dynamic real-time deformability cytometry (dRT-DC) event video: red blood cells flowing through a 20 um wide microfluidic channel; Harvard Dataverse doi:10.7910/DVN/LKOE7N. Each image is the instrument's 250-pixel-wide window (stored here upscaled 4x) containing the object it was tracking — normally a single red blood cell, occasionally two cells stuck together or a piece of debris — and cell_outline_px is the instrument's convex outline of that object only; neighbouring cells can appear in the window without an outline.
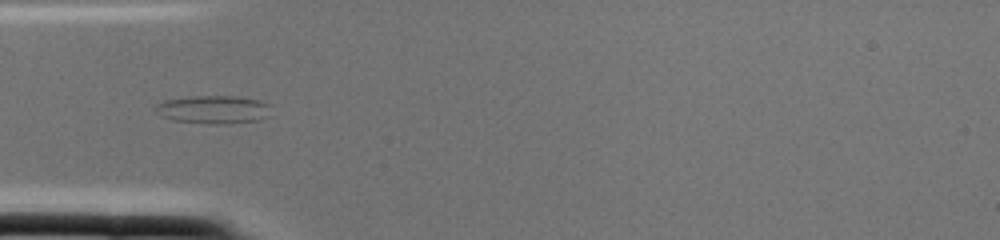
{"species": "common noctule bat (a hibernating species)", "species_latin": "Nyctalus noctula", "temperature_condition": "cold", "stored_images_in_passage": 2, "camera_frame_rate_fps": 3000, "um_per_image_px": 0.085, "animal": {"sex": "female", "body_mass_g": 22.0, "forearm_length_mm": 56.7}, "frame": {"image": 1, "passage_image": 2, "time_ms": 0.333, "image_size_px": [1000, 240], "cell_outline_px": [[272, 104], [268, 116], [260, 120], [228, 124], [208, 124], [172, 120], [160, 116], [156, 108], [156, 104], [164, 100], [192, 96], [236, 96], [260, 100]], "centroid_in_image_um": [18.18, 9.31], "position_along_channel_um": 66.8, "area_um2": 19.25}}